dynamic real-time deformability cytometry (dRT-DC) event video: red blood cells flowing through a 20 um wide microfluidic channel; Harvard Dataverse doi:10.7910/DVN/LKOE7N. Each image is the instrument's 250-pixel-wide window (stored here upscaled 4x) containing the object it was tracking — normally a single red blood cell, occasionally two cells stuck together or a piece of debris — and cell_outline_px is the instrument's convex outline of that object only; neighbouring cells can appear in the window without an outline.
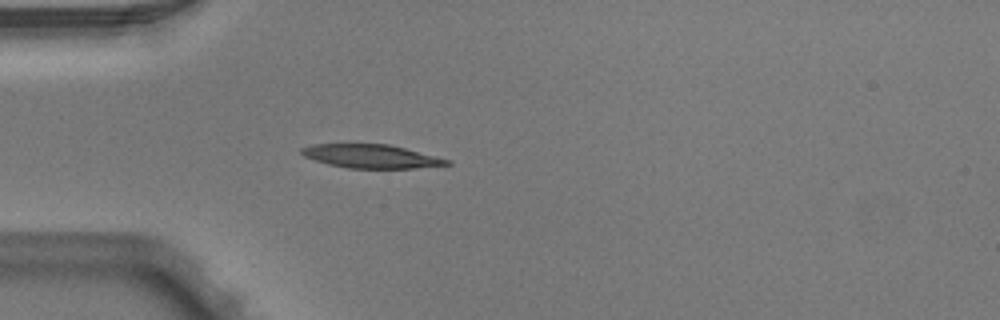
{"species": "Egyptian fruit bat (a non-hibernating species)", "species_latin": "Rousettus aegyptiacus", "temperature_condition": "warm", "stored_images_in_passage": 3, "camera_frame_rate_fps": 3000, "um_per_image_px": 0.085, "animal": {"sex": "male"}, "frame": {"image": 1, "passage_image": 3, "time_ms": 0.667, "image_size_px": [1000, 320], "cell_outline_px": [[452, 164], [416, 168], [348, 168], [328, 164], [304, 156], [300, 152], [300, 148], [312, 144], [388, 144], [452, 160]], "centroid_in_image_um": [31.55, 13.28], "position_along_channel_um": 53.4, "area_um2": 19.88}}